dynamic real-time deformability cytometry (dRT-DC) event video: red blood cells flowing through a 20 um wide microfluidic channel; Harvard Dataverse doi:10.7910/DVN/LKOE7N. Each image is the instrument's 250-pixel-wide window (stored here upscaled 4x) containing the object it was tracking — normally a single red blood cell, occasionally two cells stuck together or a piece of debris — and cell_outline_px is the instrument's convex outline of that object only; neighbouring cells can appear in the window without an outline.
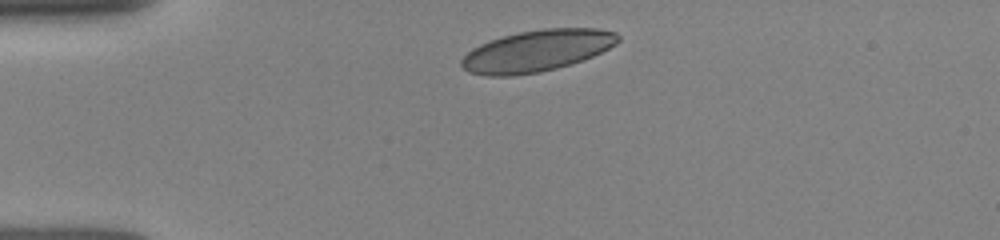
{"species": "human", "species_latin": "Homo sapiens", "temperature_condition": "room temperature", "stored_images_in_passage": 4, "camera_frame_rate_fps": 3000, "um_per_image_px": 0.085, "donor": {"sex": "female"}, "frame": {"image": 1, "passage_image": 1, "time_ms": 0.0, "image_size_px": [1000, 240], "cell_outline_px": [[620, 40], [616, 44], [592, 56], [556, 68], [540, 72], [512, 76], [488, 76], [468, 72], [460, 64], [460, 60], [472, 48], [480, 44], [504, 36], [520, 32], [544, 28], [596, 28], [616, 32], [620, 36]], "centroid_in_image_um": [45.62, 4.32], "position_along_channel_um": 39.4, "area_um2": 37.63}}
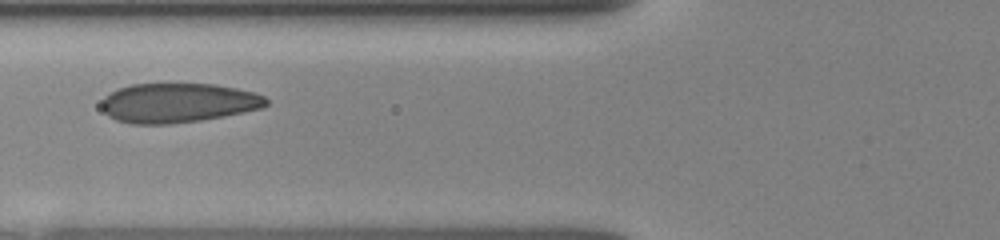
{"frame": {"image": 2, "passage_image": 3, "time_ms": 2.667, "image_size_px": [1000, 240], "cell_outline_px": [[268, 104], [264, 108], [224, 116], [200, 120], [168, 124], [132, 124], [116, 120], [108, 116], [104, 112], [100, 104], [104, 96], [116, 88], [132, 84], [216, 84], [236, 88], [252, 92], [264, 96], [268, 100]], "centroid_in_image_um": [15.1, 8.74], "position_along_channel_um": 110.7, "area_um2": 38.09}}
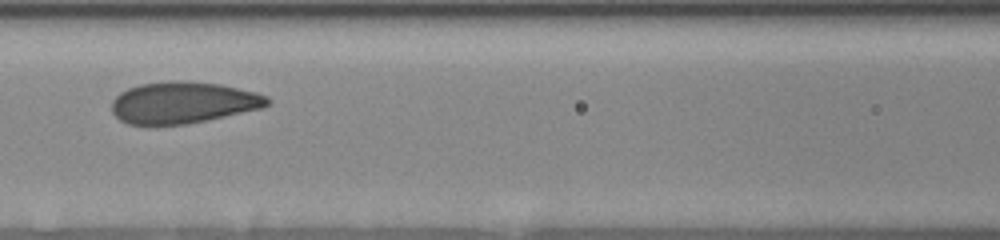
{"frame": {"image": 3, "passage_image": 4, "time_ms": 3.667, "image_size_px": [1000, 240], "cell_outline_px": [[272, 100], [264, 108], [188, 124], [148, 128], [128, 124], [120, 120], [112, 112], [112, 100], [120, 92], [128, 88], [140, 84], [172, 80], [188, 80], [220, 84], [256, 92], [268, 96]], "centroid_in_image_um": [15.54, 8.75], "position_along_channel_um": 151.1, "area_um2": 38.84}}